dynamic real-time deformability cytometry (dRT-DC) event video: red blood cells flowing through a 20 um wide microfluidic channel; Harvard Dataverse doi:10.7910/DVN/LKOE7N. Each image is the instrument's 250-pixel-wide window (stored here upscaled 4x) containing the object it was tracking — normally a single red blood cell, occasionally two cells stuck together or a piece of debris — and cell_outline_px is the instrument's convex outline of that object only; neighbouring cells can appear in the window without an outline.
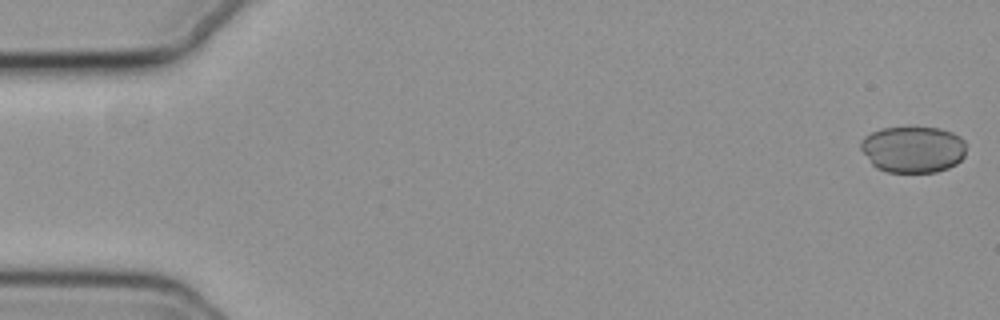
{"species": "common noctule bat (a hibernating species)", "species_latin": "Nyctalus noctula", "temperature_condition": "cold", "stored_images_in_passage": 21, "camera_frame_rate_fps": 3000, "um_per_image_px": 0.085, "animal": {"sex": "female", "body_mass_g": 19.3, "forearm_length_mm": 54.1}, "frame": {"image": 1, "passage_image": 1, "time_ms": 0.0, "image_size_px": [1000, 320], "cell_outline_px": [[968, 144], [964, 156], [956, 164], [948, 168], [936, 172], [888, 172], [876, 168], [872, 164], [860, 148], [860, 140], [864, 136], [880, 128], [940, 128], [952, 132], [960, 136]], "centroid_in_image_um": [77.62, 12.7], "position_along_channel_um": 7.4, "area_um2": 28.78}}